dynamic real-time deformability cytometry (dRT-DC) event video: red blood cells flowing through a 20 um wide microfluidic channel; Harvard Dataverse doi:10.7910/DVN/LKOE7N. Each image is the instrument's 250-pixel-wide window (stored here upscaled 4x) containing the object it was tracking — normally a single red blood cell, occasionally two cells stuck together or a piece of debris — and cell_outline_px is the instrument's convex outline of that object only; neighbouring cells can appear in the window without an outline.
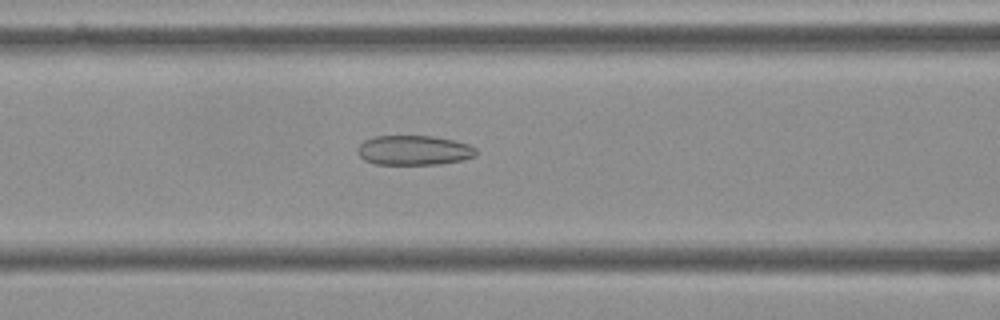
{"species": "Egyptian fruit bat (a non-hibernating species)", "species_latin": "Rousettus aegyptiacus", "temperature_condition": "cold", "stored_images_in_passage": 56, "camera_frame_rate_fps": 3000, "um_per_image_px": 0.085, "frame": {"image": 1, "passage_image": 23, "time_ms": 7.333, "image_size_px": [1000, 320], "cell_outline_px": [[476, 156], [460, 160], [440, 164], [376, 164], [364, 160], [360, 156], [356, 148], [364, 140], [376, 136], [432, 136], [452, 140], [468, 144], [476, 148]], "centroid_in_image_um": [35.16, 12.77], "position_along_channel_um": 131.4, "area_um2": 20.4}}
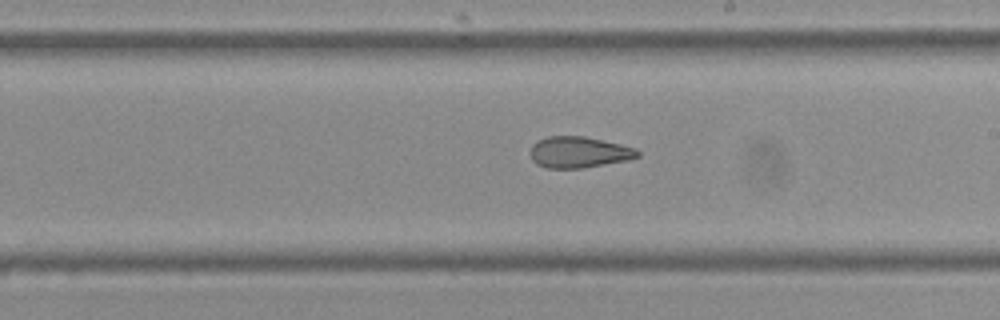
{"frame": {"image": 2, "passage_image": 32, "time_ms": 10.333, "image_size_px": [1000, 320], "cell_outline_px": [[640, 156], [628, 160], [584, 168], [548, 168], [536, 164], [532, 160], [532, 144], [536, 140], [548, 136], [584, 136], [620, 144], [636, 148], [640, 152]], "centroid_in_image_um": [49.22, 12.94], "position_along_channel_um": 239.8, "area_um2": 19.54}}
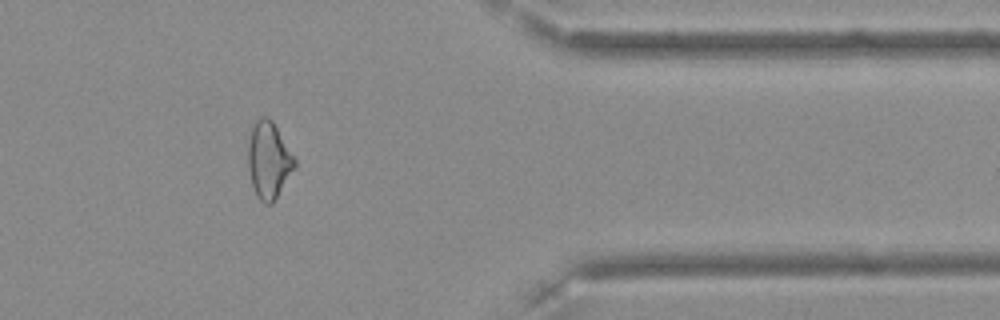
{"frame": {"image": 3, "passage_image": 46, "time_ms": 15.0, "image_size_px": [1000, 320], "cell_outline_px": [[296, 164], [272, 204], [264, 204], [256, 196], [252, 184], [248, 168], [248, 144], [252, 124], [260, 116], [268, 116], [272, 120], [296, 160]], "centroid_in_image_um": [22.81, 13.59], "position_along_channel_um": 388.6, "area_um2": 20.63}, "authors_computed_cell_mechanics": {"area_um2": 21.5883, "velocity_mm_per_s": 3.6062, "shape_relaxation_time_tau1_ms": null, "shape_relaxation_time_tau2_ms": 2.4429, "deformation_change_tau1": null, "deformation_change_tau2": 0.0913}}